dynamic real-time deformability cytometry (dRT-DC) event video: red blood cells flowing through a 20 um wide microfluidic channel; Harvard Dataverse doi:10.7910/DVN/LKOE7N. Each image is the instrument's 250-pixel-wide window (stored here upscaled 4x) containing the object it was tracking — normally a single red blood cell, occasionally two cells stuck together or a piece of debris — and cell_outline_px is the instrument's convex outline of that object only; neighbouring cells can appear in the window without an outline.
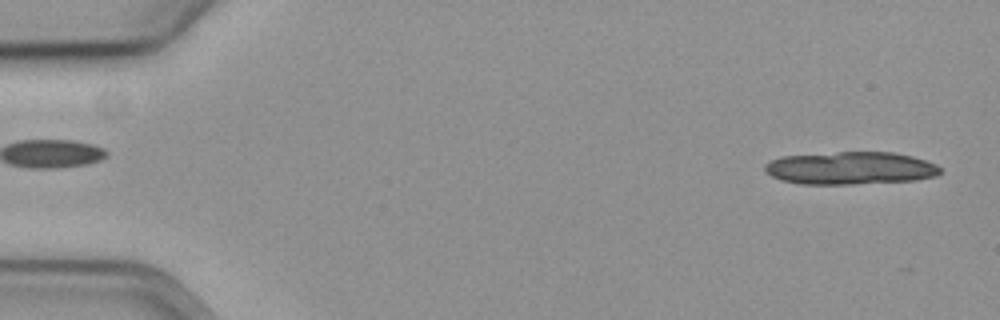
{"species": "common noctule bat (a hibernating species)", "species_latin": "Nyctalus noctula", "temperature_condition": "cold", "stored_images_in_passage": 15, "camera_frame_rate_fps": 3000, "um_per_image_px": 0.085, "animal": {"sex": "female", "body_mass_g": 19.3, "forearm_length_mm": 54.1}, "frame": {"image": 1, "passage_image": 2, "time_ms": 0.333, "image_size_px": [1000, 320], "cell_outline_px": [[940, 172], [936, 176], [916, 180], [852, 184], [800, 184], [780, 180], [764, 172], [764, 164], [780, 156], [836, 152], [892, 152], [912, 156], [936, 164], [940, 168]], "centroid_in_image_um": [72.24, 14.29], "position_along_channel_um": 12.8, "area_um2": 33.58}}